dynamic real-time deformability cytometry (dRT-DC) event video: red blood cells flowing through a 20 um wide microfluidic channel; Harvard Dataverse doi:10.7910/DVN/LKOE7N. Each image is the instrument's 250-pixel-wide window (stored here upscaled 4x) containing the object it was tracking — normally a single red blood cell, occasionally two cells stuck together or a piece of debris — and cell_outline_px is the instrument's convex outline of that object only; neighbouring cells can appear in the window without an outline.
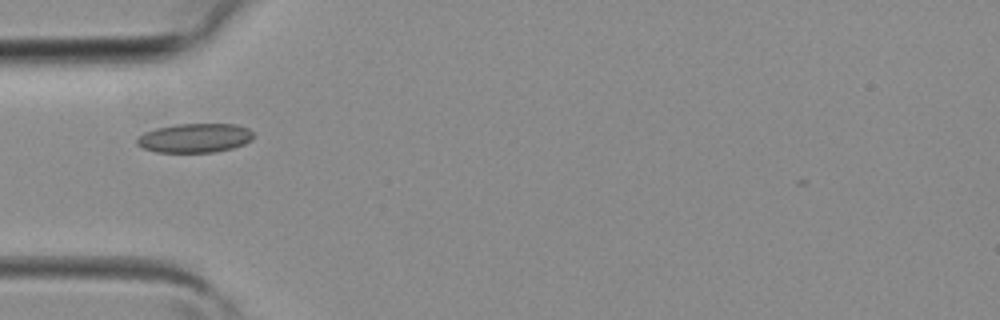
{"species": "common noctule bat (a hibernating species)", "species_latin": "Nyctalus noctula", "temperature_condition": "room temperature", "stored_images_in_passage": 2, "camera_frame_rate_fps": 3000, "um_per_image_px": 0.085, "animal": {"sex": "female", "body_mass_g": 19.3, "forearm_length_mm": 54.1}, "frame": {"image": 1, "passage_image": 2, "time_ms": 0.333, "image_size_px": [1000, 320], "cell_outline_px": [[256, 136], [252, 140], [244, 144], [232, 148], [212, 152], [156, 152], [144, 148], [136, 144], [136, 136], [144, 132], [156, 128], [176, 124], [236, 124], [248, 128]], "centroid_in_image_um": [16.56, 11.72], "position_along_channel_um": 68.4, "area_um2": 19.94}}